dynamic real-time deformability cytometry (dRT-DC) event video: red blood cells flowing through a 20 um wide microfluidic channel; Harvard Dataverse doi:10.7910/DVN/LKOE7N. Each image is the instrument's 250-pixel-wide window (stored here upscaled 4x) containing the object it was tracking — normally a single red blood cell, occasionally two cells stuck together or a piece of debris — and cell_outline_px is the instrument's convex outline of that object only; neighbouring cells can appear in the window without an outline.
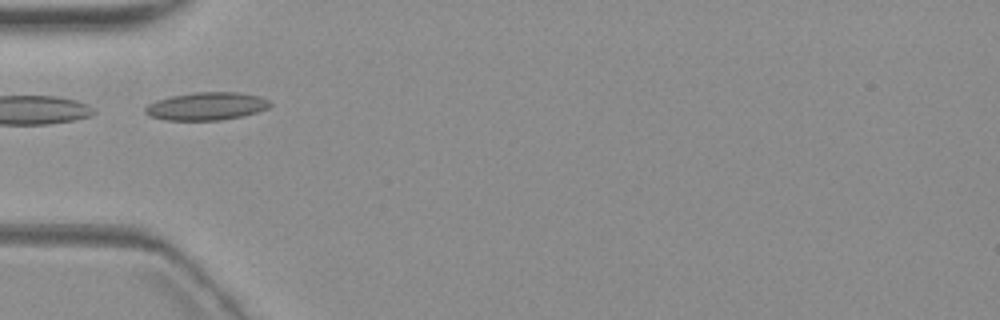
{"species": "common noctule bat (a hibernating species)", "species_latin": "Nyctalus noctula", "temperature_condition": "warm", "stored_images_in_passage": 5, "camera_frame_rate_fps": 3000, "um_per_image_px": 0.085, "animal": {"sex": "female", "body_mass_g": 19.3, "forearm_length_mm": 54.1}, "frame": {"image": 1, "passage_image": 5, "time_ms": 4.667, "image_size_px": [1000, 320], "cell_outline_px": [[272, 104], [268, 108], [256, 112], [240, 116], [220, 120], [168, 120], [152, 116], [144, 112], [144, 108], [148, 104], [156, 100], [172, 96], [192, 92], [240, 92], [260, 96], [268, 100]], "centroid_in_image_um": [17.56, 9.01], "position_along_channel_um": 67.4, "area_um2": 20.17}}